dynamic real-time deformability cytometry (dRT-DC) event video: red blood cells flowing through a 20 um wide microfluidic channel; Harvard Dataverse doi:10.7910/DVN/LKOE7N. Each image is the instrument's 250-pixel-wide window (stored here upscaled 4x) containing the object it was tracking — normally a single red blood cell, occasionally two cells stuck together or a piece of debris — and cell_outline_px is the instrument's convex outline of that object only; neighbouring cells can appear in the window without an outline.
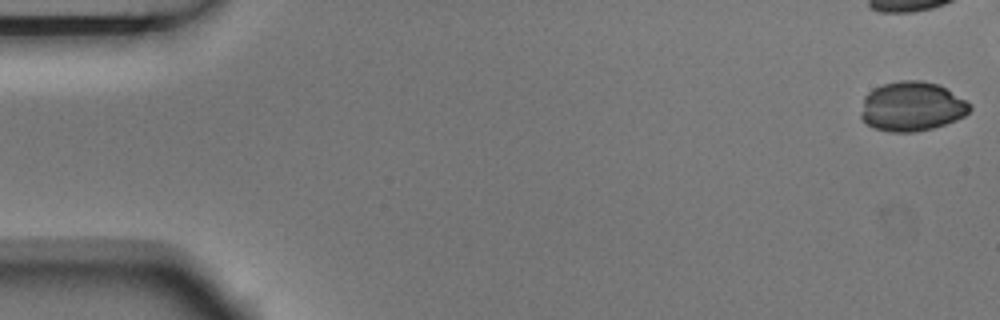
{"species": "Egyptian fruit bat (a non-hibernating species)", "species_latin": "Rousettus aegyptiacus", "temperature_condition": "room temperature", "stored_images_in_passage": 6, "camera_frame_rate_fps": 3000, "um_per_image_px": 0.085, "animal": {"sex": "male"}, "frame": {"image": 1, "passage_image": 1, "time_ms": 0.0, "image_size_px": [1000, 320], "cell_outline_px": [[972, 108], [964, 116], [956, 120], [932, 128], [916, 132], [888, 132], [876, 128], [868, 124], [860, 116], [860, 112], [864, 96], [872, 88], [884, 84], [900, 80], [924, 80], [940, 84], [972, 104]], "centroid_in_image_um": [77.51, 9.03], "position_along_channel_um": 7.5, "area_um2": 31.67}}